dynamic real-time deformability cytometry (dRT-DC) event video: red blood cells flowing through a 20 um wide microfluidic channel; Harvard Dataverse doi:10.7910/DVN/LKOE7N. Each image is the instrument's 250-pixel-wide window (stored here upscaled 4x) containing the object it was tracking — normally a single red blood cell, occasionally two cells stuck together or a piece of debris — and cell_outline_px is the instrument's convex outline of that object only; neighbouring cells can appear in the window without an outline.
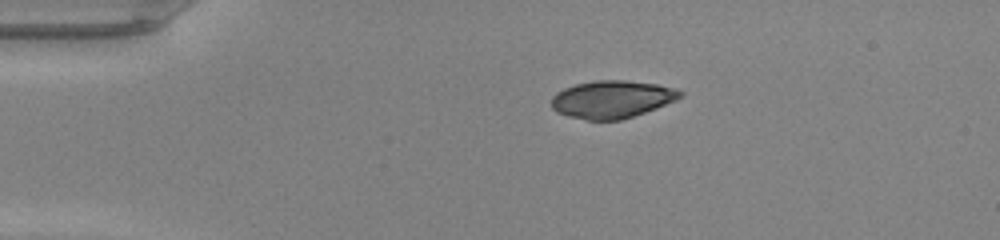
{"species": "common noctule bat (a hibernating species)", "species_latin": "Nyctalus noctula", "temperature_condition": "warm", "stored_images_in_passage": 39, "camera_frame_rate_fps": 3000, "um_per_image_px": 0.085, "animal": {"sex": "male", "body_mass_g": 20.0, "forearm_length_mm": 53.3}, "frame": {"image": 1, "passage_image": 1, "time_ms": 0.0, "image_size_px": [1000, 240], "cell_outline_px": [[684, 96], [676, 100], [656, 108], [620, 120], [588, 120], [568, 116], [556, 112], [552, 108], [552, 96], [556, 92], [564, 88], [576, 84], [596, 80], [624, 80], [656, 84], [676, 88], [684, 92]], "centroid_in_image_um": [52.02, 8.43], "position_along_channel_um": 33.0, "area_um2": 28.21}}
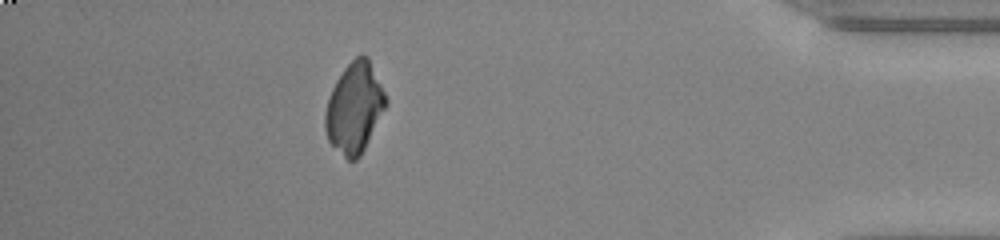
{"frame": {"image": 2, "passage_image": 34, "time_ms": 11.0, "image_size_px": [1000, 240], "cell_outline_px": [[388, 104], [360, 156], [356, 160], [348, 160], [328, 140], [324, 128], [324, 112], [332, 88], [336, 80], [344, 68], [360, 52], [364, 52], [368, 56], [388, 100]], "centroid_in_image_um": [30.13, 9.13], "position_along_channel_um": 405.1, "area_um2": 31.91}}